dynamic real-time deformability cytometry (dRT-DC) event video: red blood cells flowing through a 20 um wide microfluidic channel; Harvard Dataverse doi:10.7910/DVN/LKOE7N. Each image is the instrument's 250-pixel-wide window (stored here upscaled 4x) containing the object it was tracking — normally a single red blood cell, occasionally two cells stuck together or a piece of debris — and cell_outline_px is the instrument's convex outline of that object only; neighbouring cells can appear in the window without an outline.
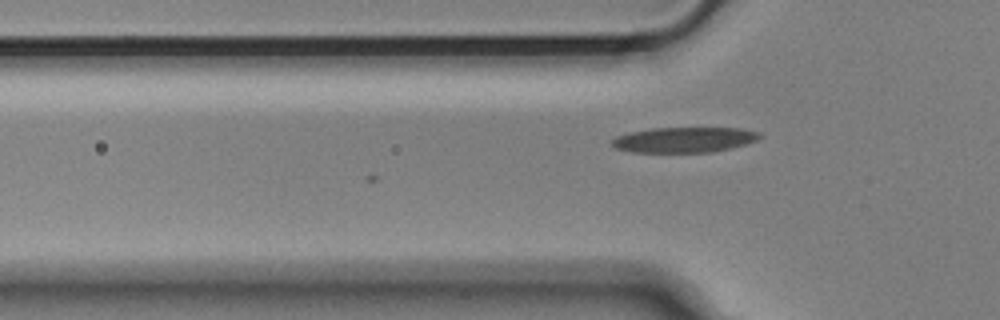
{"species": "Egyptian fruit bat (a non-hibernating species)", "species_latin": "Rousettus aegyptiacus", "temperature_condition": "cold", "stored_images_in_passage": 3, "camera_frame_rate_fps": 3000, "um_per_image_px": 0.085, "animal": {"sex": "male"}, "frame": {"image": 1, "passage_image": 3, "time_ms": 0.667, "image_size_px": [1000, 320], "cell_outline_px": [[760, 136], [756, 140], [744, 144], [712, 152], [632, 152], [616, 148], [608, 144], [616, 136], [632, 132], [652, 128], [740, 128], [760, 132]], "centroid_in_image_um": [58.11, 11.88], "position_along_channel_um": 67.7, "area_um2": 21.62}}